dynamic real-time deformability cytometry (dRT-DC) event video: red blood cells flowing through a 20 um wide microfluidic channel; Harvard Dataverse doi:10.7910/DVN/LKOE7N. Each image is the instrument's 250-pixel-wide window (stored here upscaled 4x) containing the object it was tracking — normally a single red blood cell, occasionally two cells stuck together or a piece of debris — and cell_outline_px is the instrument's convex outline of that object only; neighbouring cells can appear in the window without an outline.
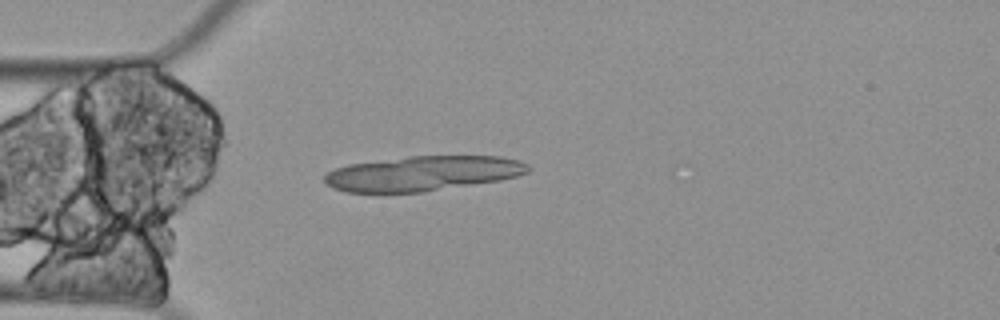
{"species": "Egyptian fruit bat (a non-hibernating species)", "species_latin": "Rousettus aegyptiacus", "temperature_condition": "cold", "stored_images_in_passage": 3, "camera_frame_rate_fps": 3000, "um_per_image_px": 0.085, "animal": {"sex": "female"}, "frame": {"image": 1, "passage_image": 3, "time_ms": 0.667, "image_size_px": [1000, 320], "cell_outline_px": [[532, 168], [528, 172], [516, 176], [500, 180], [424, 192], [348, 192], [332, 188], [324, 180], [324, 176], [328, 172], [336, 168], [348, 164], [408, 156], [500, 156], [520, 160], [528, 164]], "centroid_in_image_um": [35.96, 14.73], "position_along_channel_um": 49.0, "area_um2": 41.44}}